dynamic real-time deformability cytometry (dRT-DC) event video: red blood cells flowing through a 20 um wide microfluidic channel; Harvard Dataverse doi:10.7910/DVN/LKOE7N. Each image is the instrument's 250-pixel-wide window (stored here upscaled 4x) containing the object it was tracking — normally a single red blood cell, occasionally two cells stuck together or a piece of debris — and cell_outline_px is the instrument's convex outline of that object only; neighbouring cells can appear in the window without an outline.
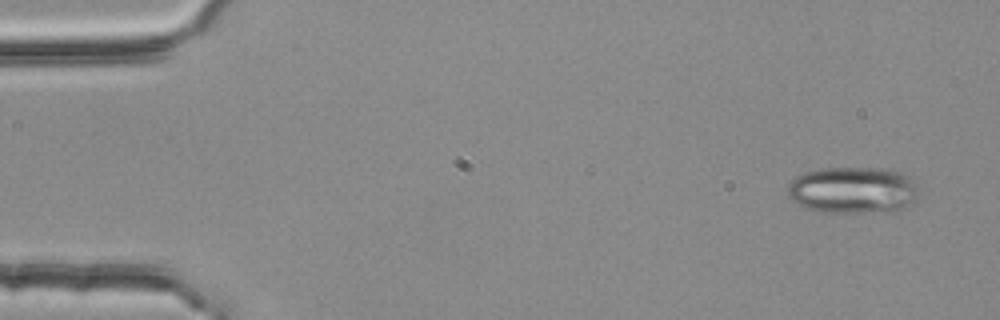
{"species": "common noctule bat (a hibernating species)", "species_latin": "Nyctalus noctula", "temperature_condition": "room temperature", "stored_images_in_passage": 3, "camera_frame_rate_fps": 3000, "um_per_image_px": 0.085, "animal": {"sex": "female", "body_mass_g": 25.1}, "frame": {"image": 1, "passage_image": 1, "time_ms": 0.0, "image_size_px": [1000, 320], "cell_outline_px": [[920, 196], [916, 200], [904, 208], [860, 212], [824, 212], [808, 208], [792, 200], [788, 196], [788, 184], [796, 176], [820, 168], [888, 168], [900, 172], [908, 176], [916, 184]], "centroid_in_image_um": [72.52, 16.13], "position_along_channel_um": 12.5, "area_um2": 35.43}}